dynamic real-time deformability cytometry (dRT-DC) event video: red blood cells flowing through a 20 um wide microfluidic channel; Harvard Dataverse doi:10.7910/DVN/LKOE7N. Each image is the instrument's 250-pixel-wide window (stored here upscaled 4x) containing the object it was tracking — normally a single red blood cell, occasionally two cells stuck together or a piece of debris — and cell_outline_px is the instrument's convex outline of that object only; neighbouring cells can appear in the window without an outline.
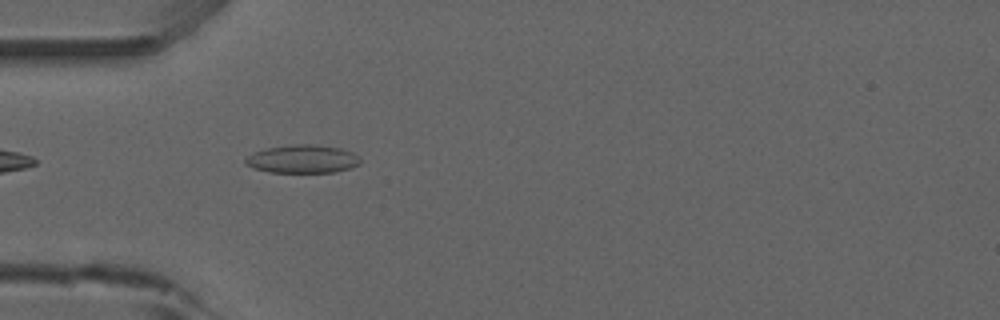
{"species": "common noctule bat (a hibernating species)", "species_latin": "Nyctalus noctula", "temperature_condition": "room temperature", "stored_images_in_passage": 5, "camera_frame_rate_fps": 3000, "um_per_image_px": 0.085, "animal": {"sex": "male", "forearm_length_mm": 52.5}, "frame": {"image": 1, "passage_image": 5, "time_ms": 5.0, "image_size_px": [1000, 320], "cell_outline_px": [[360, 164], [352, 168], [332, 172], [268, 172], [252, 168], [244, 164], [244, 160], [252, 152], [268, 148], [292, 144], [316, 144], [340, 148], [352, 152], [360, 156]], "centroid_in_image_um": [25.71, 13.51], "position_along_channel_um": 59.3, "area_um2": 19.07}}